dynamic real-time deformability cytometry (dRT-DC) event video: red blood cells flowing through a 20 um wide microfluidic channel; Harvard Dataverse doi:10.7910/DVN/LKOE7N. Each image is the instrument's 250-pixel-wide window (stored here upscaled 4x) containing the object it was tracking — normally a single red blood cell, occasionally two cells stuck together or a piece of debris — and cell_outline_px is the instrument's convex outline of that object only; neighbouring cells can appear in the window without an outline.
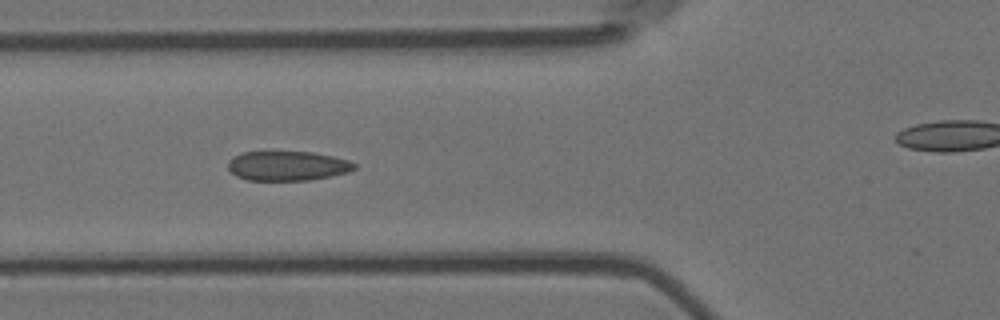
{"species": "Egyptian fruit bat (a non-hibernating species)", "species_latin": "Rousettus aegyptiacus", "temperature_condition": "room temperature", "stored_images_in_passage": 16, "camera_frame_rate_fps": 3000, "um_per_image_px": 0.085, "animal": {"sex": "female"}, "frame": {"image": 1, "passage_image": 6, "time_ms": 1.667, "image_size_px": [1000, 320], "cell_outline_px": [[356, 168], [348, 172], [332, 176], [308, 180], [248, 180], [236, 176], [228, 168], [228, 160], [232, 156], [244, 152], [272, 148], [312, 152], [332, 156], [348, 160], [356, 164]], "centroid_in_image_um": [24.38, 14.04], "position_along_channel_um": 101.4, "area_um2": 22.72}}
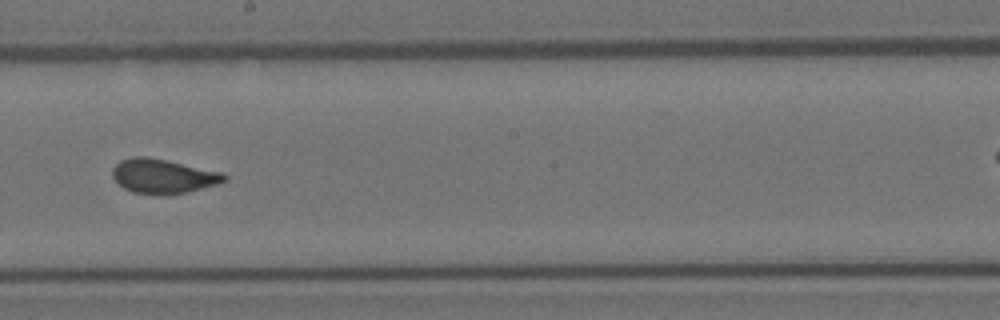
{"frame": {"image": 2, "passage_image": 9, "time_ms": 2.667, "image_size_px": [1000, 320], "cell_outline_px": [[228, 180], [216, 184], [184, 192], [132, 192], [124, 188], [112, 176], [112, 168], [120, 160], [132, 156], [148, 156], [224, 172], [228, 176]], "centroid_in_image_um": [13.87, 14.91], "position_along_channel_um": 234.3, "area_um2": 21.85}}
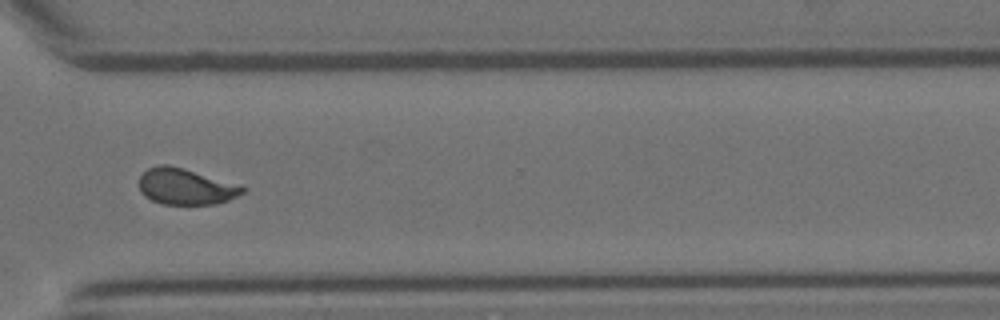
{"frame": {"image": 3, "passage_image": 12, "time_ms": 3.667, "image_size_px": [1000, 320], "cell_outline_px": [[248, 188], [244, 192], [228, 200], [216, 204], [164, 204], [152, 200], [144, 196], [140, 192], [140, 176], [148, 168], [160, 164], [168, 164], [184, 168], [244, 184]], "centroid_in_image_um": [15.85, 15.84], "position_along_channel_um": 354.7, "area_um2": 22.2}}